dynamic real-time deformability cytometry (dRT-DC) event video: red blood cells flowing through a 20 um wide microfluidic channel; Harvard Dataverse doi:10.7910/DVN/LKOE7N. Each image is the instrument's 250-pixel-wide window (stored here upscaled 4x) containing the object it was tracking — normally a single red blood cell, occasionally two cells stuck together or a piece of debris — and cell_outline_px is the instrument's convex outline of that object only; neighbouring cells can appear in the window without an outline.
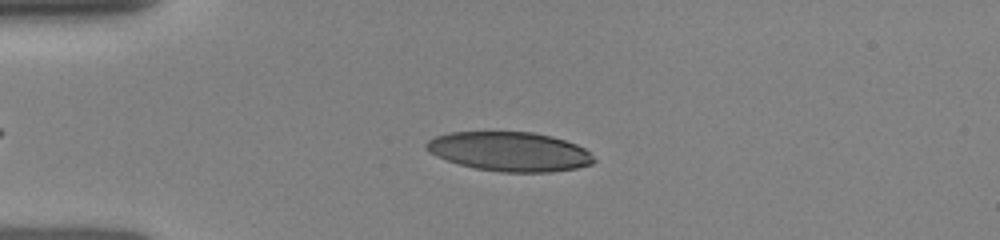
{"species": "human", "species_latin": "Homo sapiens", "temperature_condition": "room temperature", "stored_images_in_passage": 21, "camera_frame_rate_fps": 3000, "um_per_image_px": 0.085, "donor": {"sex": "female"}, "frame": {"image": 1, "passage_image": 8, "time_ms": 3.333, "image_size_px": [1000, 240], "cell_outline_px": [[596, 160], [592, 164], [576, 168], [552, 172], [500, 172], [476, 168], [460, 164], [448, 160], [424, 148], [424, 144], [428, 140], [436, 136], [448, 132], [532, 132], [552, 136], [576, 144], [584, 148]], "centroid_in_image_um": [43.33, 12.88], "position_along_channel_um": 41.7, "area_um2": 38.15}}
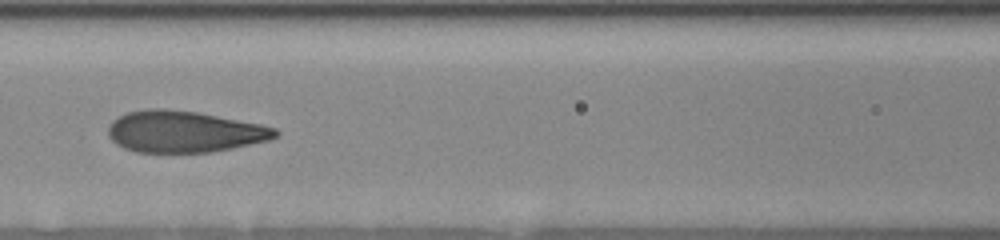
{"frame": {"image": 2, "passage_image": 15, "time_ms": 6.667, "image_size_px": [1000, 240], "cell_outline_px": [[280, 132], [276, 136], [268, 140], [232, 148], [212, 152], [136, 152], [124, 148], [116, 144], [108, 136], [108, 128], [112, 120], [128, 112], [148, 108], [164, 108], [196, 112], [260, 124], [276, 128]], "centroid_in_image_um": [15.63, 11.19], "position_along_channel_um": 151.0, "area_um2": 40.29}}
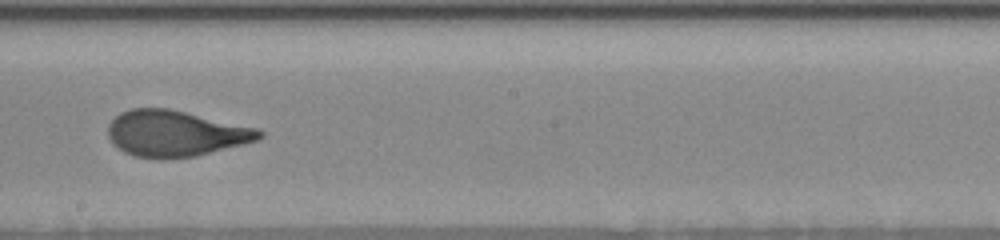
{"frame": {"image": 3, "passage_image": 19, "time_ms": 8.667, "image_size_px": [1000, 240], "cell_outline_px": [[264, 136], [256, 140], [244, 144], [196, 156], [160, 160], [156, 160], [136, 156], [124, 152], [112, 144], [108, 136], [108, 124], [120, 112], [132, 108], [168, 108], [256, 128], [264, 132]], "centroid_in_image_um": [14.87, 11.36], "position_along_channel_um": 233.3, "area_um2": 40.69}}